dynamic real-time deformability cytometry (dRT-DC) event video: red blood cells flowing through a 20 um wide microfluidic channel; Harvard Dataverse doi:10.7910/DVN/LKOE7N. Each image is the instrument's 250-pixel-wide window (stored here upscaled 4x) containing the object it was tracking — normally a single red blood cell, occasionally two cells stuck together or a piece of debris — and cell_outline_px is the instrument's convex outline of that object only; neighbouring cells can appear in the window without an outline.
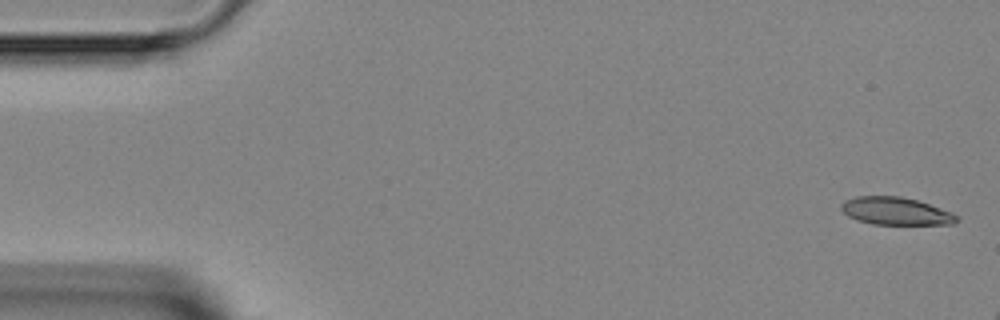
{"species": "Egyptian fruit bat (a non-hibernating species)", "species_latin": "Rousettus aegyptiacus", "temperature_condition": "room temperature", "stored_images_in_passage": 4, "camera_frame_rate_fps": 3000, "um_per_image_px": 0.085, "animal": {"sex": "female"}, "frame": {"image": 1, "passage_image": 1, "time_ms": 0.0, "image_size_px": [1000, 320], "cell_outline_px": [[960, 220], [952, 224], [872, 224], [848, 216], [840, 208], [840, 204], [844, 200], [856, 196], [900, 196], [916, 200], [952, 212]], "centroid_in_image_um": [76.12, 17.94], "position_along_channel_um": 8.9, "area_um2": 18.44}}